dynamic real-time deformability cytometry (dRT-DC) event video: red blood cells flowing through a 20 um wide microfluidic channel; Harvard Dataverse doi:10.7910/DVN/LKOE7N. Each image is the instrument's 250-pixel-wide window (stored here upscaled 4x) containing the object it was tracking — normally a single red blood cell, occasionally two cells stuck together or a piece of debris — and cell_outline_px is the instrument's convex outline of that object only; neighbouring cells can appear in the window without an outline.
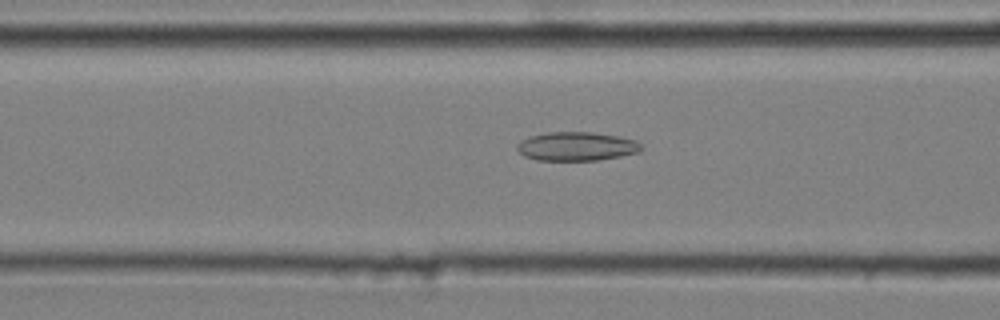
{"species": "common noctule bat (a hibernating species)", "species_latin": "Nyctalus noctula", "temperature_condition": "cold", "stored_images_in_passage": 41, "camera_frame_rate_fps": 3000, "um_per_image_px": 0.085, "animal": {"sex": "male", "body_mass_g": 20.4}, "frame": {"image": 1, "passage_image": 12, "time_ms": 3.667, "image_size_px": [1000, 320], "cell_outline_px": [[644, 148], [640, 152], [620, 156], [596, 160], [536, 160], [524, 156], [516, 148], [516, 144], [520, 140], [532, 136], [548, 132], [592, 132], [620, 136], [636, 140]], "centroid_in_image_um": [49.02, 12.44], "position_along_channel_um": 117.6, "area_um2": 20.92}}
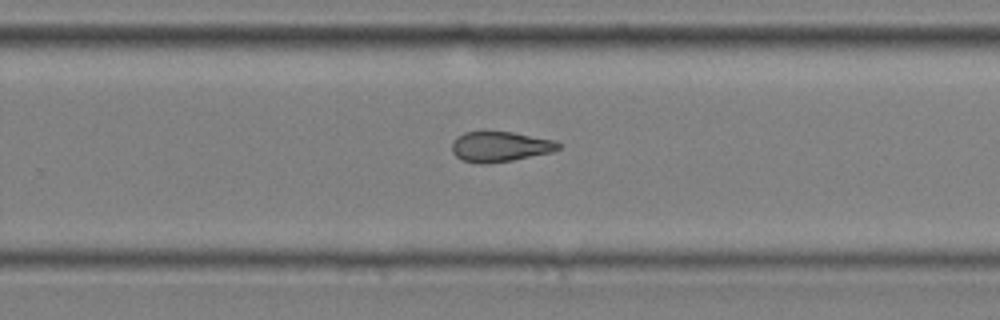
{"frame": {"image": 2, "passage_image": 26, "time_ms": 8.333, "image_size_px": [1000, 320], "cell_outline_px": [[560, 148], [552, 152], [512, 160], [488, 164], [480, 164], [460, 160], [452, 152], [452, 140], [456, 136], [464, 132], [512, 132], [556, 140], [560, 144]], "centroid_in_image_um": [42.48, 12.47], "position_along_channel_um": 287.3, "area_um2": 18.9}}
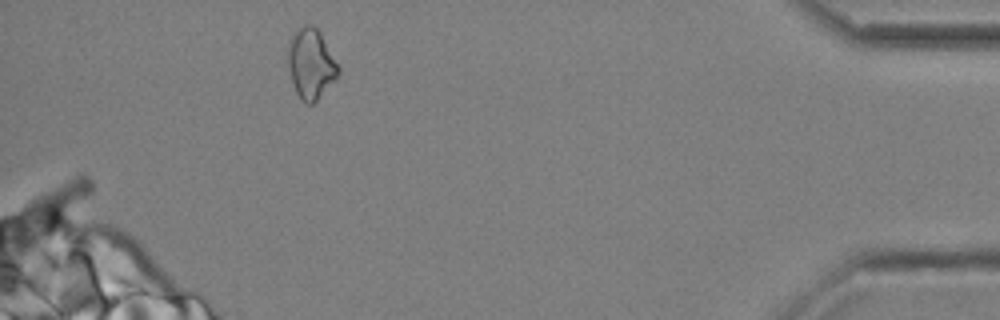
{"frame": {"image": 3, "passage_image": 40, "time_ms": 13.0, "image_size_px": [1000, 320], "cell_outline_px": [[340, 72], [336, 80], [312, 104], [308, 104], [300, 100], [296, 92], [288, 68], [288, 40], [304, 24], [312, 24], [320, 32], [340, 68]], "centroid_in_image_um": [26.43, 5.43], "position_along_channel_um": 408.8, "area_um2": 20.52}, "authors_computed_cell_mechanics": {"area_um2": 19.5364, "velocity_mm_per_s": 3.6464, "shape_relaxation_time_tau1_ms": null, "shape_relaxation_time_tau2_ms": 3.863, "deformation_change_tau1": null, "deformation_change_tau2": 0.1185}}